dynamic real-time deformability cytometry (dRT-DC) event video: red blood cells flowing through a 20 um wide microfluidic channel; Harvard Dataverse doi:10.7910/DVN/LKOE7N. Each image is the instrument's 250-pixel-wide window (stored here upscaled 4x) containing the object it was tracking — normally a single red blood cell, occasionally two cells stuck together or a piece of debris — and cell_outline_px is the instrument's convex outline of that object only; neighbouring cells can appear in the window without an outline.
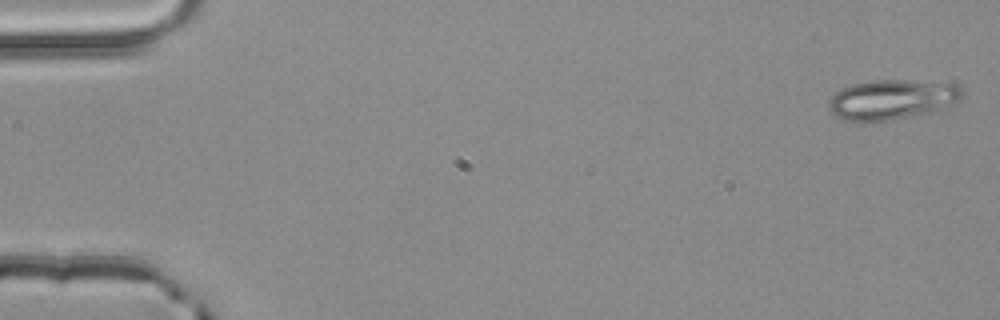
{"species": "common noctule bat (a hibernating species)", "species_latin": "Nyctalus noctula", "temperature_condition": "room temperature", "stored_images_in_passage": 4, "camera_frame_rate_fps": 3000, "um_per_image_px": 0.085, "animal": {"sex": "male", "body_mass_g": 20.4}, "frame": {"image": 1, "passage_image": 1, "time_ms": 0.0, "image_size_px": [1000, 320], "cell_outline_px": [[964, 92], [960, 100], [932, 112], [872, 124], [856, 124], [844, 120], [836, 116], [828, 108], [828, 100], [840, 88], [852, 84], [872, 80], [904, 80], [956, 84]], "centroid_in_image_um": [75.73, 8.5], "position_along_channel_um": 9.3, "area_um2": 31.73}}